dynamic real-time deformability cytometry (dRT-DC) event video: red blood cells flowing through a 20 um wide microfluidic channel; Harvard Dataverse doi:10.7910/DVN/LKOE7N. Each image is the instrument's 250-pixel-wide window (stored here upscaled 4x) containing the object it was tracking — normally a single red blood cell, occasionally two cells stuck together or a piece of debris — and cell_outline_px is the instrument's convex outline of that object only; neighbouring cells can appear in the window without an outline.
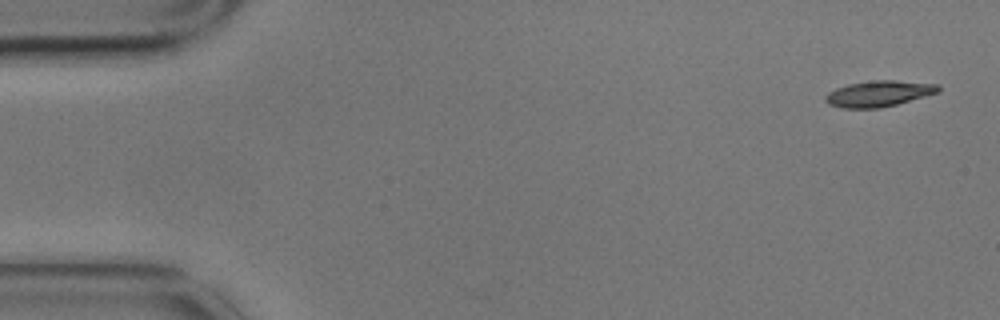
{"species": "common noctule bat (a hibernating species)", "species_latin": "Nyctalus noctula", "temperature_condition": "cold", "stored_images_in_passage": 5, "camera_frame_rate_fps": 3000, "um_per_image_px": 0.085, "animal": {"sex": "male", "body_mass_g": 17.9}, "frame": {"image": 1, "passage_image": 1, "time_ms": 0.0, "image_size_px": [1000, 320], "cell_outline_px": [[940, 92], [896, 104], [880, 108], [844, 108], [828, 104], [824, 100], [824, 96], [828, 92], [836, 88], [848, 84], [872, 80], [896, 80], [940, 84]], "centroid_in_image_um": [74.7, 7.95], "position_along_channel_um": 10.3, "area_um2": 17.17}}
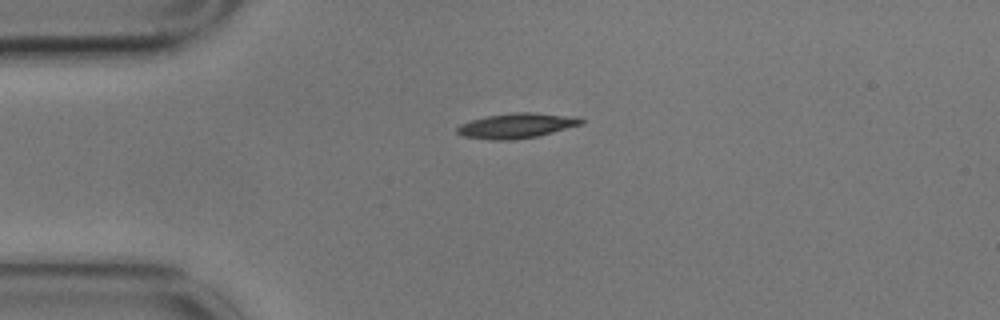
{"frame": {"image": 2, "passage_image": 4, "time_ms": 1.0, "image_size_px": [1000, 320], "cell_outline_px": [[584, 124], [540, 136], [512, 140], [492, 140], [460, 136], [456, 132], [456, 128], [460, 124], [472, 120], [488, 116], [512, 112], [536, 112], [580, 116], [584, 120]], "centroid_in_image_um": [43.98, 10.68], "position_along_channel_um": 41.0, "area_um2": 18.55}}